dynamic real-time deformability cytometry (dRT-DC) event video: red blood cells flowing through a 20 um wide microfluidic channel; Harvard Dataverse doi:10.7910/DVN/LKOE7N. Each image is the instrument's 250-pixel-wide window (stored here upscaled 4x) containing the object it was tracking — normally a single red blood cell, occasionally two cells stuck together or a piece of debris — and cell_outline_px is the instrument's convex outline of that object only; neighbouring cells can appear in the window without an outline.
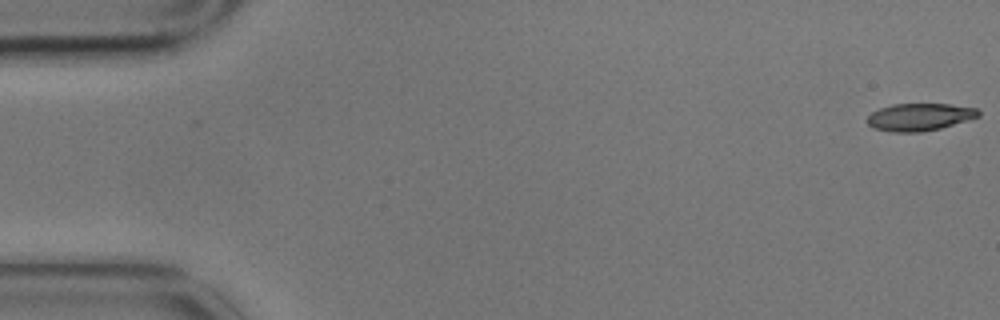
{"species": "common noctule bat (a hibernating species)", "species_latin": "Nyctalus noctula", "temperature_condition": "cold", "stored_images_in_passage": 2, "camera_frame_rate_fps": 3000, "um_per_image_px": 0.085, "animal": {"sex": "male", "body_mass_g": 17.9}, "frame": {"image": 1, "passage_image": 2, "time_ms": 0.333, "image_size_px": [1000, 320], "cell_outline_px": [[980, 116], [940, 128], [920, 132], [892, 132], [872, 128], [864, 120], [872, 112], [880, 108], [892, 104], [948, 104], [976, 108], [980, 112]], "centroid_in_image_um": [78.11, 9.95], "position_along_channel_um": 6.9, "area_um2": 17.74}}